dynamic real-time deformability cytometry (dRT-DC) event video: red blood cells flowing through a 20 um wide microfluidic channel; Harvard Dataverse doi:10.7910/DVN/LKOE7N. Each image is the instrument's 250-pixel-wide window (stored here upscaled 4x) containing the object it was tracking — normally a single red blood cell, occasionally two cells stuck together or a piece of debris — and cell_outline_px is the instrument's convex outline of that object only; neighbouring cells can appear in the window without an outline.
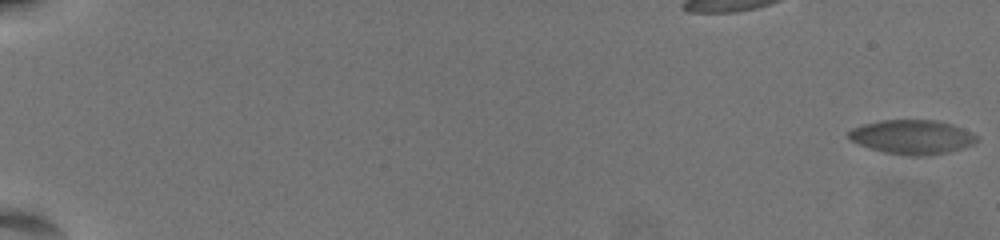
{"species": "common noctule bat (a hibernating species)", "species_latin": "Nyctalus noctula", "temperature_condition": "warm", "stored_images_in_passage": 68, "camera_frame_rate_fps": 3000, "um_per_image_px": 0.085, "animal": {"sex": "female", "body_mass_g": 19.5, "forearm_length_mm": 54.1}, "frame": {"image": 1, "passage_image": 1, "time_ms": 0.0, "image_size_px": [1000, 240], "cell_outline_px": [[976, 140], [972, 144], [948, 152], [916, 156], [912, 156], [884, 152], [860, 144], [852, 140], [848, 136], [848, 132], [852, 128], [864, 124], [884, 120], [928, 120], [948, 124], [968, 132], [976, 136]], "centroid_in_image_um": [77.46, 11.65], "position_along_channel_um": 7.5, "area_um2": 24.57}}
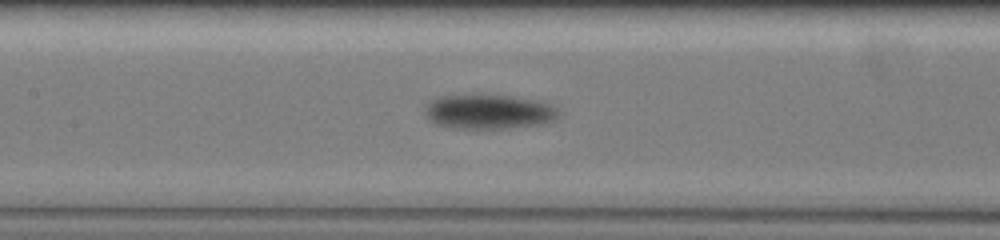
{"frame": {"image": 2, "passage_image": 37, "time_ms": 12.0, "image_size_px": [1000, 240], "cell_outline_px": [[560, 112], [552, 120], [540, 124], [508, 128], [456, 128], [440, 124], [432, 120], [428, 116], [428, 104], [432, 100], [440, 96], [508, 96], [532, 100], [548, 104], [556, 108]], "centroid_in_image_um": [41.59, 9.51], "position_along_channel_um": 165.8, "area_um2": 25.66}}
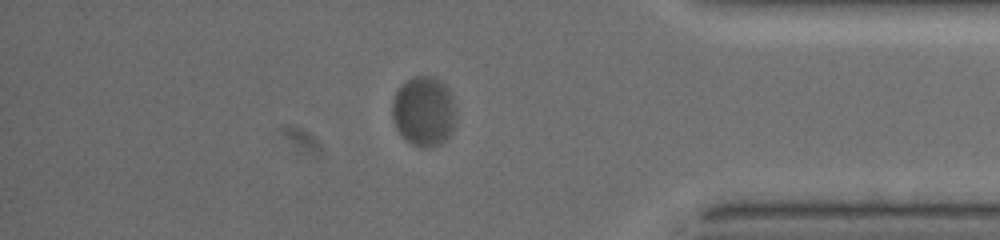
{"frame": {"image": 3, "passage_image": 60, "time_ms": 19.667, "image_size_px": [1000, 240], "cell_outline_px": [[452, 128], [448, 136], [440, 144], [428, 148], [420, 148], [412, 144], [396, 128], [392, 120], [392, 104], [396, 92], [412, 76], [428, 76], [440, 80], [444, 84], [452, 100]], "centroid_in_image_um": [35.97, 9.47], "position_along_channel_um": 399.2, "area_um2": 25.09}, "authors_computed_cell_mechanics": {"area_um2": 25.5476, "velocity_mm_per_s": 3.2827, "shape_relaxation_time_tau1_ms": 3.1398, "shape_relaxation_time_tau2_ms": null, "deformation_change_tau1": 0.1187, "deformation_change_tau2": null}}